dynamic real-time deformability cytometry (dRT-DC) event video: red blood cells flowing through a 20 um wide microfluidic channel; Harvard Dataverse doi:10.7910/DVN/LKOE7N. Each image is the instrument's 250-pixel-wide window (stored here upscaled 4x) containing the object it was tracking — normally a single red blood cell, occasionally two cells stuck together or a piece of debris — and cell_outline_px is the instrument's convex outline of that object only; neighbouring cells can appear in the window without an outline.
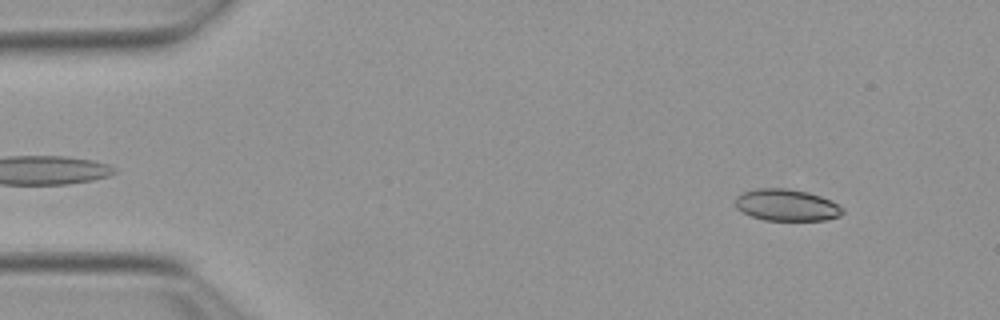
{"species": "Egyptian fruit bat (a non-hibernating species)", "species_latin": "Rousettus aegyptiacus", "temperature_condition": "warm", "stored_images_in_passage": 53, "camera_frame_rate_fps": 3000, "um_per_image_px": 0.085, "animal": {"sex": "female"}, "frame": {"image": 1, "passage_image": 6, "time_ms": 1.667, "image_size_px": [1000, 320], "cell_outline_px": [[844, 212], [840, 216], [824, 220], [764, 220], [752, 216], [736, 208], [736, 196], [744, 192], [756, 188], [788, 188], [808, 192], [820, 196], [844, 208]], "centroid_in_image_um": [66.86, 17.43], "position_along_channel_um": 18.1, "area_um2": 19.71}}
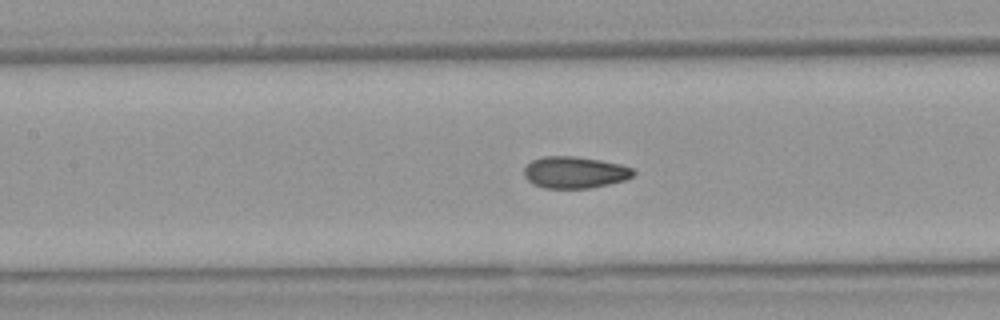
{"frame": {"image": 2, "passage_image": 24, "time_ms": 7.667, "image_size_px": [1000, 320], "cell_outline_px": [[636, 172], [632, 176], [624, 180], [608, 184], [588, 188], [544, 188], [528, 180], [524, 176], [524, 168], [532, 160], [544, 156], [576, 156], [600, 160], [620, 164], [632, 168]], "centroid_in_image_um": [48.85, 14.64], "position_along_channel_um": 158.5, "area_um2": 20.06}}
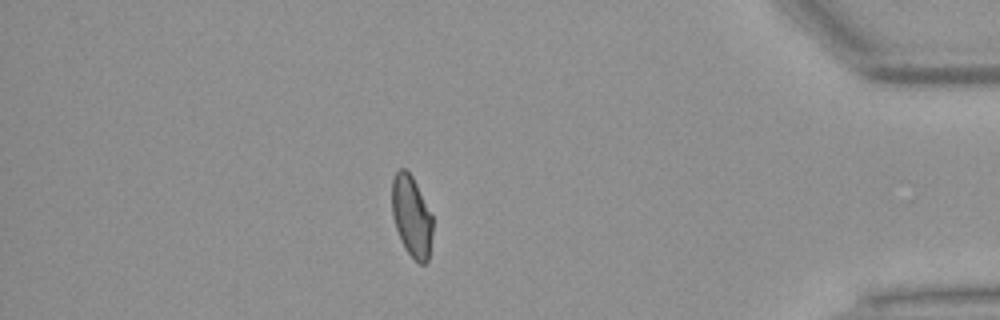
{"frame": {"image": 3, "passage_image": 46, "time_ms": 15.0, "image_size_px": [1000, 320], "cell_outline_px": [[432, 232], [428, 260], [424, 264], [420, 264], [404, 248], [396, 228], [392, 216], [392, 180], [396, 172], [400, 168], [404, 168], [412, 176], [432, 216]], "centroid_in_image_um": [34.97, 18.38], "position_along_channel_um": 400.2, "area_um2": 18.96}, "authors_computed_cell_mechanics": {"area_um2": 19.9988, "velocity_mm_per_s": 3.871, "shape_relaxation_time_tau1_ms": 6.2427, "shape_relaxation_time_tau2_ms": 1.176, "deformation_change_tau1": 0.1379, "deformation_change_tau2": 0.0542}}